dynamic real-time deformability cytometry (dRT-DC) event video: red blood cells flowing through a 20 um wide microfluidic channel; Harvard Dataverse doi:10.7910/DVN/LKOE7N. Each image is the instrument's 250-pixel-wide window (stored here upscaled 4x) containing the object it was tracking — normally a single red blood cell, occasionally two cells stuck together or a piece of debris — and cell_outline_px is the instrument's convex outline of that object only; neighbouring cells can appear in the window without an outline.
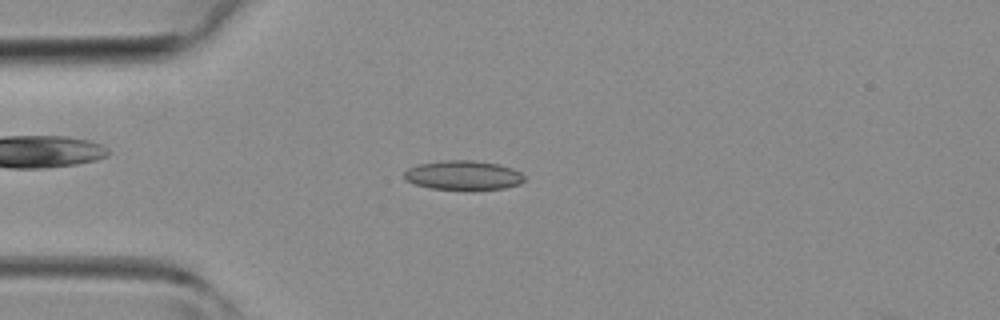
{"species": "common noctule bat (a hibernating species)", "species_latin": "Nyctalus noctula", "temperature_condition": "room temperature", "stored_images_in_passage": 40, "camera_frame_rate_fps": 3000, "um_per_image_px": 0.085, "animal": {"sex": "female", "body_mass_g": 19.3, "forearm_length_mm": 54.1}, "frame": {"image": 1, "passage_image": 9, "time_ms": 2.667, "image_size_px": [1000, 320], "cell_outline_px": [[524, 180], [520, 184], [504, 188], [428, 188], [404, 180], [404, 172], [408, 168], [416, 164], [444, 160], [472, 160], [500, 164], [512, 168], [520, 172], [524, 176]], "centroid_in_image_um": [39.35, 14.86], "position_along_channel_um": 45.7, "area_um2": 20.23}}
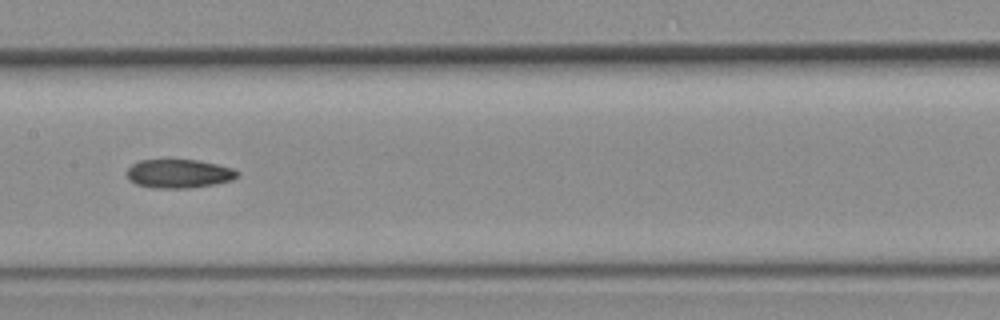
{"frame": {"image": 2, "passage_image": 19, "time_ms": 6.0, "image_size_px": [1000, 320], "cell_outline_px": [[240, 176], [232, 180], [216, 184], [188, 188], [152, 188], [136, 184], [128, 180], [128, 168], [132, 164], [140, 160], [196, 160], [216, 164], [232, 168], [240, 172]], "centroid_in_image_um": [15.23, 14.77], "position_along_channel_um": 192.2, "area_um2": 18.55}}
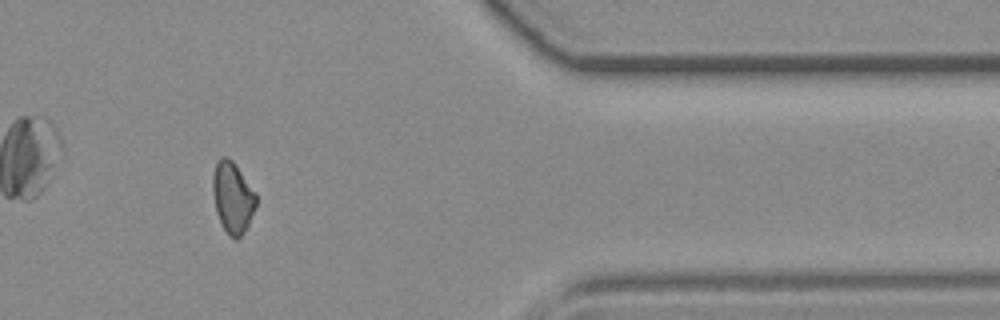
{"frame": {"image": 3, "passage_image": 33, "time_ms": 10.667, "image_size_px": [1000, 320], "cell_outline_px": [[256, 208], [244, 232], [236, 240], [228, 236], [216, 212], [212, 192], [212, 176], [216, 160], [220, 156], [228, 156], [232, 160], [256, 192]], "centroid_in_image_um": [19.76, 16.75], "position_along_channel_um": 391.6, "area_um2": 18.21}}